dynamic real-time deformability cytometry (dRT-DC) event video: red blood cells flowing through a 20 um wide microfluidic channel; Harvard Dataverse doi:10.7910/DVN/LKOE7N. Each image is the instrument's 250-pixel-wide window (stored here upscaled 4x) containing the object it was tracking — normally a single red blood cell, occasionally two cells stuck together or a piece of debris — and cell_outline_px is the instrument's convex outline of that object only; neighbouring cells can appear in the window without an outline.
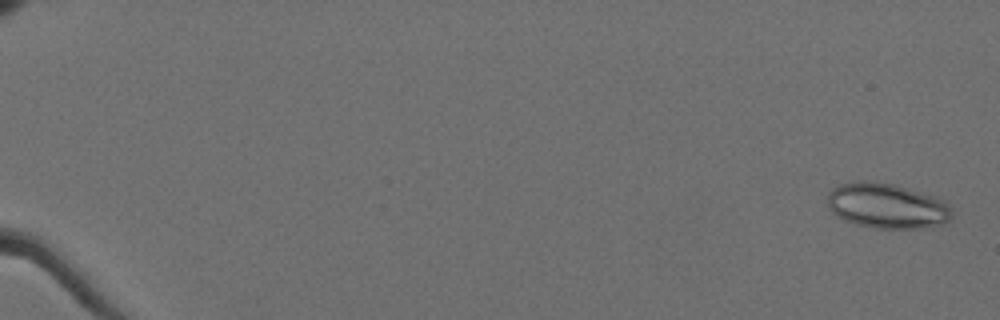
{"species": "Egyptian fruit bat (a non-hibernating species)", "species_latin": "Rousettus aegyptiacus", "temperature_condition": "cold", "stored_images_in_passage": 60, "camera_frame_rate_fps": 3000, "um_per_image_px": 0.085, "animal": {"sex": "female"}, "frame": {"image": 1, "passage_image": 2, "time_ms": 0.333, "image_size_px": [1000, 320], "cell_outline_px": [[952, 216], [944, 224], [920, 228], [876, 228], [856, 224], [844, 220], [836, 216], [828, 208], [828, 192], [832, 188], [840, 184], [856, 180], [872, 180], [896, 184], [936, 196], [944, 200], [948, 204], [952, 212]], "centroid_in_image_um": [75.38, 17.47], "position_along_channel_um": 9.6, "area_um2": 33.29}}
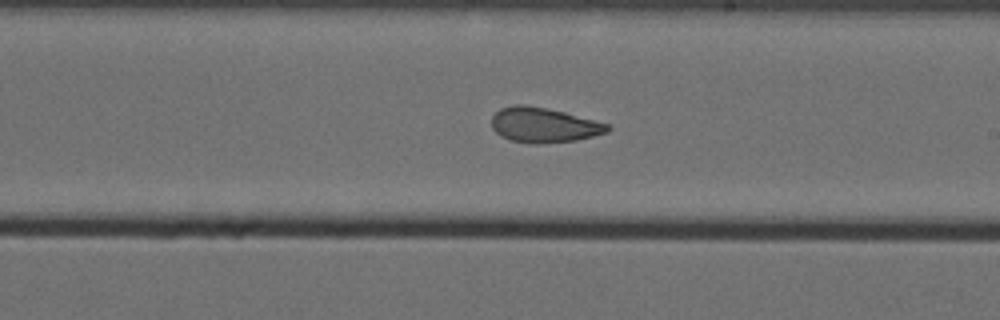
{"frame": {"image": 2, "passage_image": 38, "time_ms": 12.333, "image_size_px": [1000, 320], "cell_outline_px": [[612, 128], [608, 132], [576, 140], [532, 144], [512, 140], [500, 136], [492, 128], [492, 116], [500, 108], [516, 104], [524, 104], [564, 112], [608, 124]], "centroid_in_image_um": [46.2, 10.63], "position_along_channel_um": 242.8, "area_um2": 23.35}}
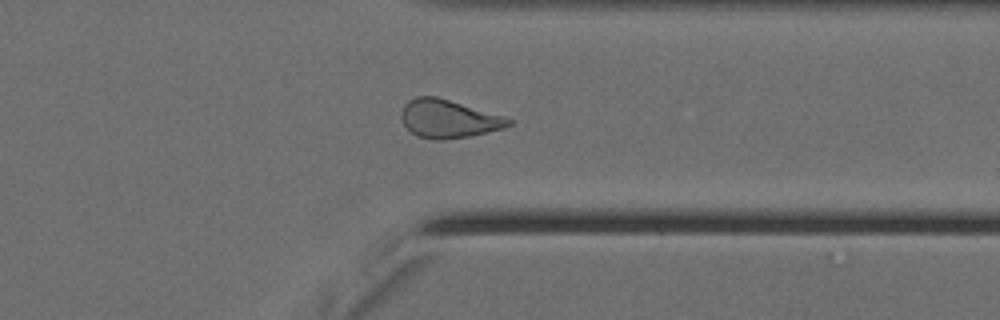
{"frame": {"image": 3, "passage_image": 49, "time_ms": 16.0, "image_size_px": [1000, 320], "cell_outline_px": [[512, 124], [504, 128], [468, 136], [444, 140], [432, 140], [416, 136], [404, 124], [400, 116], [400, 112], [404, 104], [408, 100], [416, 96], [436, 96], [504, 116], [512, 120]], "centroid_in_image_um": [38.08, 10.1], "position_along_channel_um": 373.3, "area_um2": 23.87}, "authors_computed_cell_mechanics": {"area_um2": 25.0563, "velocity_mm_per_s": 3.565, "shape_relaxation_time_tau1_ms": null, "shape_relaxation_time_tau2_ms": 2.36, "deformation_change_tau1": null, "deformation_change_tau2": 0.1002}}